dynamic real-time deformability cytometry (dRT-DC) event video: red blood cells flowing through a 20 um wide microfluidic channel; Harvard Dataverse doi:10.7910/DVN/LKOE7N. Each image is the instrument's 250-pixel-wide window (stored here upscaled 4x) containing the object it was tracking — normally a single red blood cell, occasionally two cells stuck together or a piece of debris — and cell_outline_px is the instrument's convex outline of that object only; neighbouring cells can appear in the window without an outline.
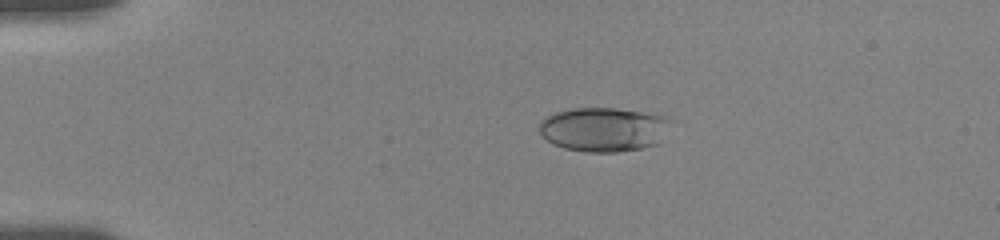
{"species": "human", "species_latin": "Homo sapiens", "temperature_condition": "room temperature", "stored_images_in_passage": 51, "camera_frame_rate_fps": 3000, "um_per_image_px": 0.085, "donor": {"sex": "female"}, "frame": {"image": 1, "passage_image": 7, "time_ms": 2.0, "image_size_px": [1000, 240], "cell_outline_px": [[668, 120], [656, 144], [644, 148], [616, 152], [588, 152], [564, 148], [552, 144], [540, 132], [540, 120], [556, 112], [572, 108], [616, 108], [644, 112], [660, 116]], "centroid_in_image_um": [51.21, 11.0], "position_along_channel_um": 33.8, "area_um2": 33.12}}
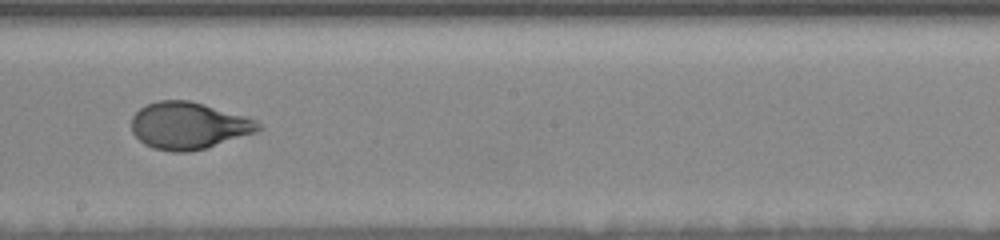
{"frame": {"image": 2, "passage_image": 28, "time_ms": 9.0, "image_size_px": [1000, 240], "cell_outline_px": [[264, 128], [256, 132], [204, 148], [188, 152], [172, 152], [152, 148], [144, 144], [132, 132], [132, 116], [140, 108], [156, 100], [188, 100], [204, 104], [248, 116], [264, 124]], "centroid_in_image_um": [16.06, 10.67], "position_along_channel_um": 232.1, "area_um2": 34.85}}
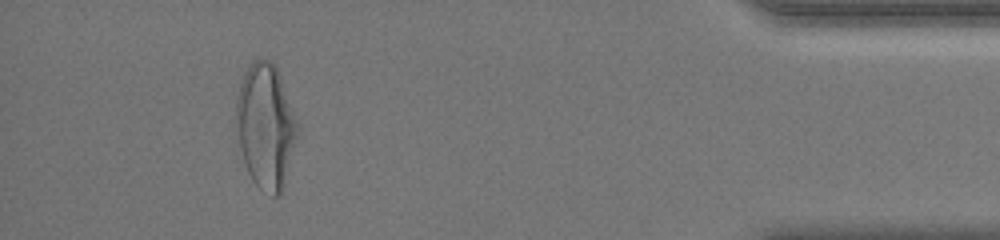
{"frame": {"image": 3, "passage_image": 47, "time_ms": 15.333, "image_size_px": [1000, 240], "cell_outline_px": [[300, 128], [280, 196], [272, 196], [260, 188], [252, 180], [248, 172], [240, 148], [236, 124], [236, 96], [244, 72], [252, 60], [268, 60], [276, 68], [280, 76]], "centroid_in_image_um": [22.58, 10.72], "position_along_channel_um": 412.6, "area_um2": 44.16}, "authors_computed_cell_mechanics": {"area_um2": 34.68, "velocity_mm_per_s": 3.6257, "shape_relaxation_time_tau1_ms": 4.1702, "shape_relaxation_time_tau2_ms": null, "deformation_change_tau1": 0.165, "deformation_change_tau2": null}}